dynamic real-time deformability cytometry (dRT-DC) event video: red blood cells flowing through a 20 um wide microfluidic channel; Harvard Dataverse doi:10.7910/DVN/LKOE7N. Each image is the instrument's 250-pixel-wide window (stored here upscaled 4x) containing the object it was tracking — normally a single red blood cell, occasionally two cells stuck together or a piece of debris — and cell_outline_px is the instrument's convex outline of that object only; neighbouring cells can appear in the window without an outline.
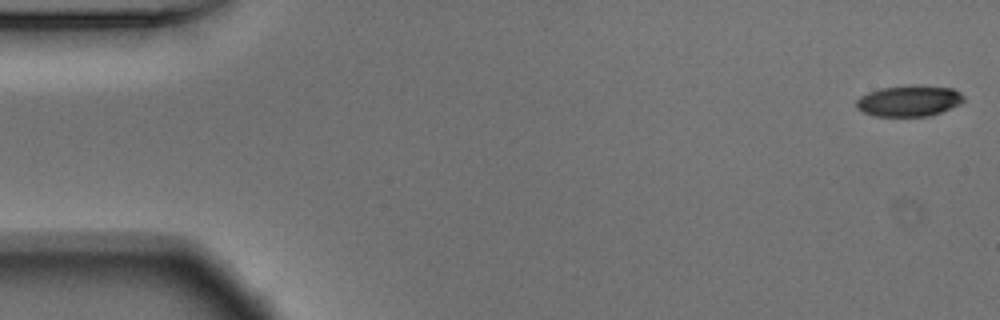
{"species": "Egyptian fruit bat (a non-hibernating species)", "species_latin": "Rousettus aegyptiacus", "temperature_condition": "warm", "stored_images_in_passage": 14, "camera_frame_rate_fps": 3000, "um_per_image_px": 0.085, "animal": {"sex": "male"}, "frame": {"image": 1, "passage_image": 1, "time_ms": 0.0, "image_size_px": [1000, 320], "cell_outline_px": [[964, 100], [960, 104], [940, 112], [928, 116], [872, 116], [856, 108], [856, 100], [860, 96], [868, 92], [880, 88], [908, 84], [920, 84], [952, 88], [960, 92], [964, 96]], "centroid_in_image_um": [77.26, 8.55], "position_along_channel_um": 7.7, "area_um2": 19.77}}
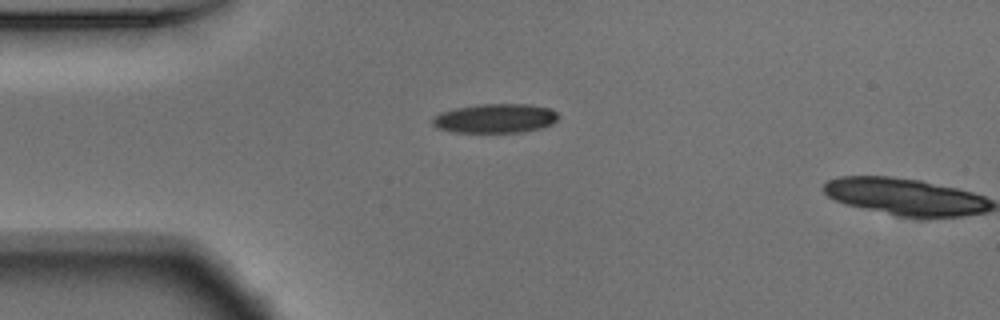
{"frame": {"image": 2, "passage_image": 13, "time_ms": 4.0, "image_size_px": [1000, 320], "cell_outline_px": [[560, 116], [552, 124], [540, 128], [524, 132], [452, 132], [436, 128], [432, 124], [432, 120], [440, 112], [456, 108], [480, 104], [528, 104], [552, 108]], "centroid_in_image_um": [42.11, 10.06], "position_along_channel_um": 42.9, "area_um2": 21.5}}